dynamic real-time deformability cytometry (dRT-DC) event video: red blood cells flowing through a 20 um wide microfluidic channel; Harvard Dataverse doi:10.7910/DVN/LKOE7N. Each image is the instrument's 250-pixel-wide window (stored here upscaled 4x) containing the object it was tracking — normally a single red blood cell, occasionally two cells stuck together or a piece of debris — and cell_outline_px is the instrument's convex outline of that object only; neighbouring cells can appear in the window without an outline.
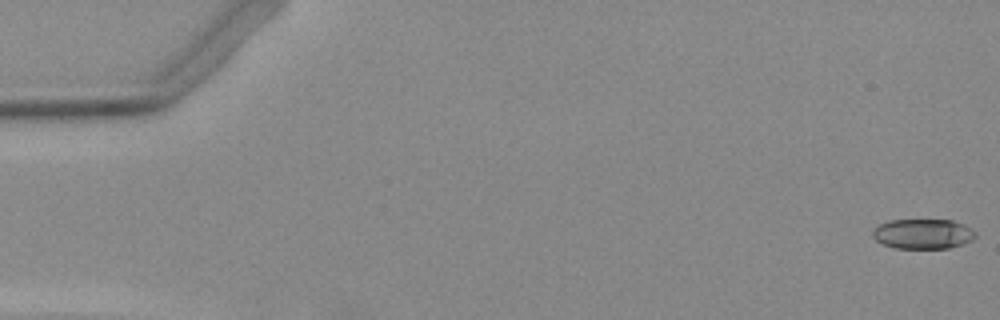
{"species": "Egyptian fruit bat (a non-hibernating species)", "species_latin": "Rousettus aegyptiacus", "temperature_condition": "warm", "stored_images_in_passage": 53, "camera_frame_rate_fps": 3000, "um_per_image_px": 0.085, "animal": {"sex": "female"}, "frame": {"image": 1, "passage_image": 1, "time_ms": 0.0, "image_size_px": [1000, 320], "cell_outline_px": [[976, 236], [972, 240], [964, 244], [948, 248], [896, 248], [884, 244], [876, 240], [872, 236], [872, 228], [888, 220], [952, 220], [964, 224], [976, 232]], "centroid_in_image_um": [78.45, 19.87], "position_along_channel_um": 6.5, "area_um2": 18.03}}
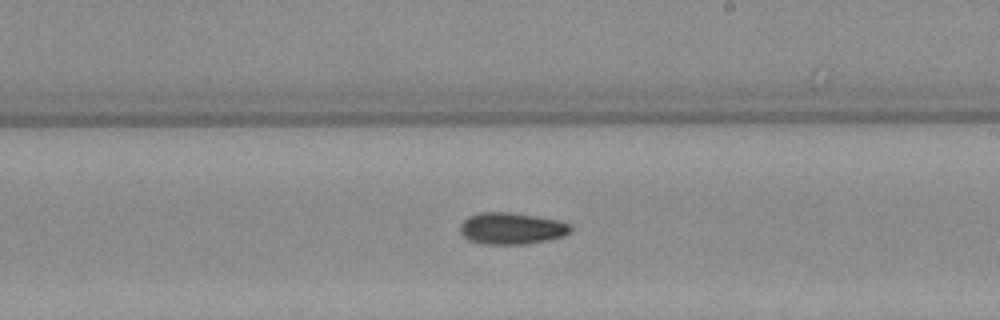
{"frame": {"image": 2, "passage_image": 31, "time_ms": 10.0, "image_size_px": [1000, 320], "cell_outline_px": [[572, 228], [564, 236], [524, 244], [484, 244], [468, 240], [460, 232], [460, 224], [468, 216], [480, 212], [512, 212], [536, 216], [556, 220], [568, 224]], "centroid_in_image_um": [43.43, 19.41], "position_along_channel_um": 245.6, "area_um2": 20.23}}
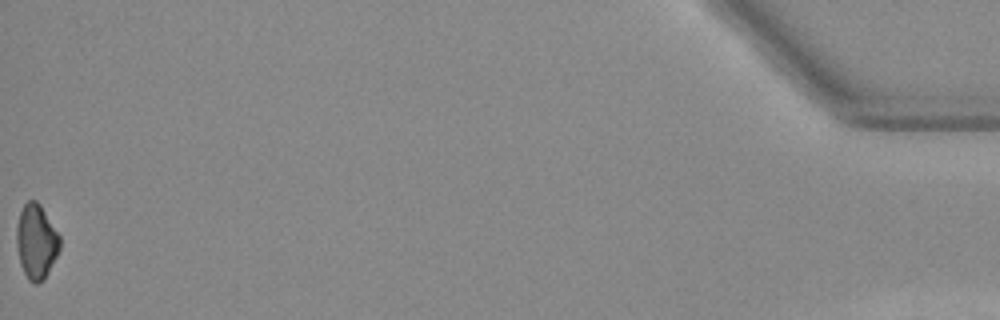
{"frame": {"image": 3, "passage_image": 53, "time_ms": 17.333, "image_size_px": [1000, 320], "cell_outline_px": [[60, 248], [44, 280], [36, 284], [28, 280], [20, 264], [16, 244], [16, 228], [20, 212], [24, 204], [28, 200], [36, 200], [40, 204], [60, 236]], "centroid_in_image_um": [3.07, 20.53], "position_along_channel_um": 432.1, "area_um2": 18.79}}